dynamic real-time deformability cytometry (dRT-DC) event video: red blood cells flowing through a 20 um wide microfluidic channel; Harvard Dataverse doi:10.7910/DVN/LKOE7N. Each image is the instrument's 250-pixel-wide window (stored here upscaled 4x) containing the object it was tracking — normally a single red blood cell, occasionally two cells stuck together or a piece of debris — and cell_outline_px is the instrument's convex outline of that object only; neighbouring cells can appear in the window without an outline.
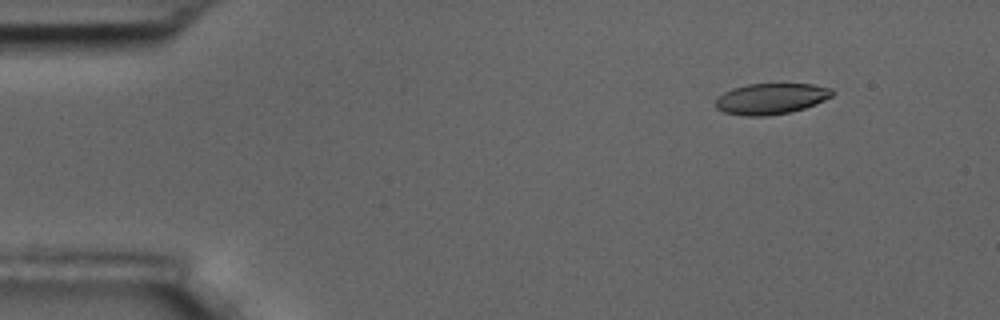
{"species": "common noctule bat (a hibernating species)", "species_latin": "Nyctalus noctula", "temperature_condition": "room temperature", "stored_images_in_passage": 15, "camera_frame_rate_fps": 3000, "um_per_image_px": 0.085, "animal": {"sex": "male", "body_mass_g": 17.5, "forearm_length_mm": 52.3}, "frame": {"image": 1, "passage_image": 5, "time_ms": 1.333, "image_size_px": [1000, 320], "cell_outline_px": [[836, 92], [832, 96], [816, 104], [804, 108], [788, 112], [768, 116], [744, 116], [724, 112], [716, 108], [716, 100], [724, 92], [732, 88], [748, 84], [812, 84], [832, 88]], "centroid_in_image_um": [65.56, 8.39], "position_along_channel_um": 19.4, "area_um2": 21.04}}
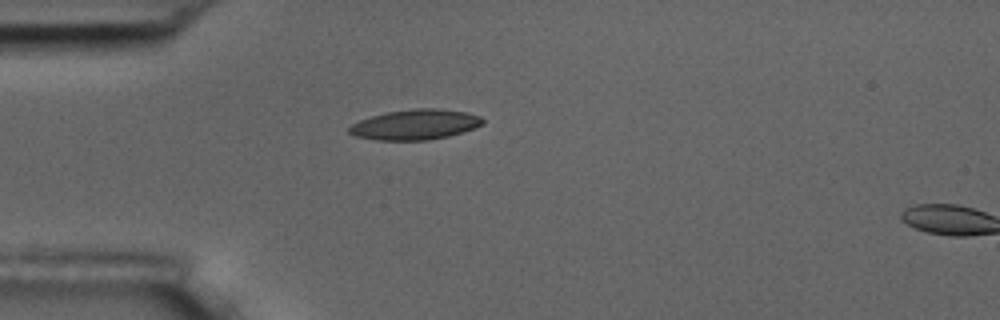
{"frame": {"image": 2, "passage_image": 14, "time_ms": 4.333, "image_size_px": [1000, 320], "cell_outline_px": [[484, 124], [448, 136], [428, 140], [376, 140], [356, 136], [348, 132], [348, 128], [352, 124], [360, 120], [372, 116], [388, 112], [412, 108], [436, 108], [464, 112], [480, 116], [484, 120]], "centroid_in_image_um": [35.27, 10.59], "position_along_channel_um": 49.7, "area_um2": 23.29}}